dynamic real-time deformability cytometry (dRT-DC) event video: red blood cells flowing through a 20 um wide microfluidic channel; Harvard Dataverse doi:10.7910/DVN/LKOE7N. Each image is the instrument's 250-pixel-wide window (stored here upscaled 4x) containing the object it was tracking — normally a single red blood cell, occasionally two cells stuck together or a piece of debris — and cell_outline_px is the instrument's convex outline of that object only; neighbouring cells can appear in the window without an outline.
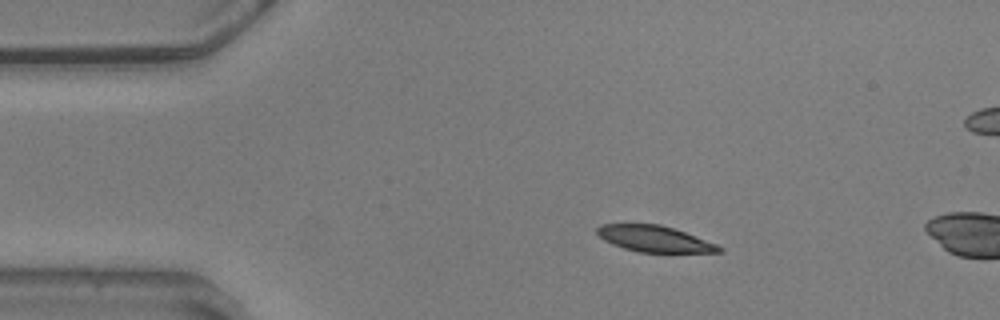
{"species": "common noctule bat (a hibernating species)", "species_latin": "Nyctalus noctula", "temperature_condition": "warm", "stored_images_in_passage": 4, "camera_frame_rate_fps": 3000, "um_per_image_px": 0.085, "animal": {"sex": "male", "body_mass_g": 20.5, "forearm_length_mm": 52.5}, "frame": {"image": 1, "passage_image": 1, "time_ms": 0.0, "image_size_px": [1000, 320], "cell_outline_px": [[724, 252], [640, 252], [624, 248], [612, 244], [604, 240], [596, 232], [596, 228], [600, 224], [660, 224], [684, 232], [716, 244], [724, 248]], "centroid_in_image_um": [55.61, 20.3], "position_along_channel_um": 29.4, "area_um2": 18.38}}